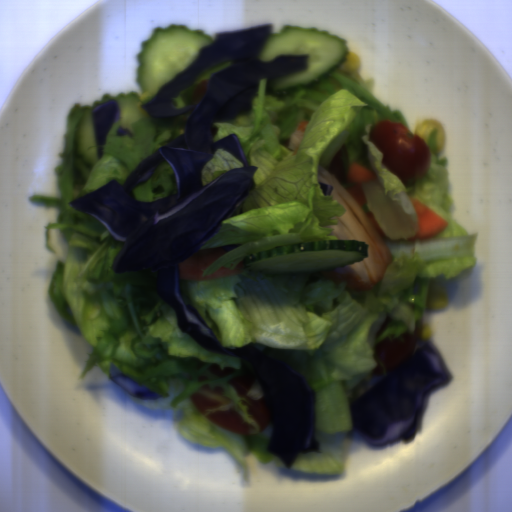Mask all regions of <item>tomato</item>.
<instances>
[{"label":"tomato","mask_w":512,"mask_h":512,"mask_svg":"<svg viewBox=\"0 0 512 512\" xmlns=\"http://www.w3.org/2000/svg\"><path fill=\"white\" fill-rule=\"evenodd\" d=\"M408 133L407 126L401 122L386 119L375 124L369 132V141L383 156L381 163L402 184L423 176L430 167L427 142L418 134L409 138Z\"/></svg>","instance_id":"tomato-1"},{"label":"tomato","mask_w":512,"mask_h":512,"mask_svg":"<svg viewBox=\"0 0 512 512\" xmlns=\"http://www.w3.org/2000/svg\"><path fill=\"white\" fill-rule=\"evenodd\" d=\"M421 330L416 327L413 333L405 332L398 337L391 334L377 342L373 358L376 361L372 371L377 377H384L415 353Z\"/></svg>","instance_id":"tomato-2"},{"label":"tomato","mask_w":512,"mask_h":512,"mask_svg":"<svg viewBox=\"0 0 512 512\" xmlns=\"http://www.w3.org/2000/svg\"><path fill=\"white\" fill-rule=\"evenodd\" d=\"M228 383L235 390L237 397L244 399L242 403L247 407L248 416L256 420L260 433L264 431L270 420V409L265 399H255L247 394L253 385L251 381L235 378Z\"/></svg>","instance_id":"tomato-3"},{"label":"tomato","mask_w":512,"mask_h":512,"mask_svg":"<svg viewBox=\"0 0 512 512\" xmlns=\"http://www.w3.org/2000/svg\"><path fill=\"white\" fill-rule=\"evenodd\" d=\"M224 387L204 386L189 396L191 404L201 413L205 414L209 409H217L229 404L231 398L224 395Z\"/></svg>","instance_id":"tomato-4"},{"label":"tomato","mask_w":512,"mask_h":512,"mask_svg":"<svg viewBox=\"0 0 512 512\" xmlns=\"http://www.w3.org/2000/svg\"><path fill=\"white\" fill-rule=\"evenodd\" d=\"M207 420L231 434L250 435L253 427L236 409L218 411L205 416Z\"/></svg>","instance_id":"tomato-5"},{"label":"tomato","mask_w":512,"mask_h":512,"mask_svg":"<svg viewBox=\"0 0 512 512\" xmlns=\"http://www.w3.org/2000/svg\"><path fill=\"white\" fill-rule=\"evenodd\" d=\"M347 150L345 144L341 149L332 157L327 170L330 175H333L337 181L342 185L345 184L346 179L343 169V154Z\"/></svg>","instance_id":"tomato-6"},{"label":"tomato","mask_w":512,"mask_h":512,"mask_svg":"<svg viewBox=\"0 0 512 512\" xmlns=\"http://www.w3.org/2000/svg\"><path fill=\"white\" fill-rule=\"evenodd\" d=\"M209 84H210V81L208 79V80H203L202 82H200L199 84H197L194 87L193 93H192L191 105L198 104L204 98V96L208 90Z\"/></svg>","instance_id":"tomato-7"},{"label":"tomato","mask_w":512,"mask_h":512,"mask_svg":"<svg viewBox=\"0 0 512 512\" xmlns=\"http://www.w3.org/2000/svg\"><path fill=\"white\" fill-rule=\"evenodd\" d=\"M207 370L209 371L210 374H213L218 377H222V376H226L231 373H234V368L226 367V366L224 368H221L220 365H218L217 363L211 364Z\"/></svg>","instance_id":"tomato-8"}]
</instances>
